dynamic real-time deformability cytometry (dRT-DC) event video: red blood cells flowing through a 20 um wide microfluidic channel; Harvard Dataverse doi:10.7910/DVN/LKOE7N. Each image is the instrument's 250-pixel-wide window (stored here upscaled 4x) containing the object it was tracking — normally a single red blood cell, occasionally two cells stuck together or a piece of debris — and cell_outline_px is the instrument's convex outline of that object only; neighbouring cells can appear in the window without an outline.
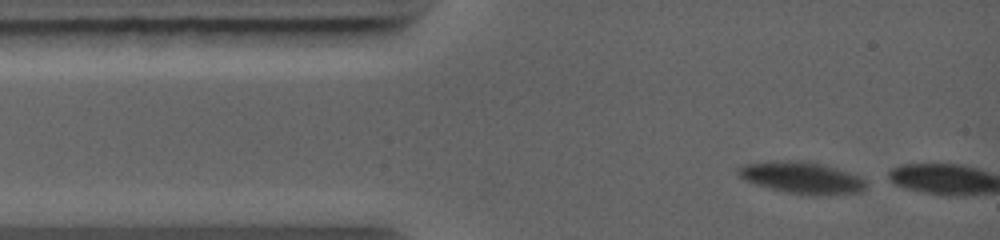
{"species": "common noctule bat (a hibernating species)", "species_latin": "Nyctalus noctula", "temperature_condition": "warm", "stored_images_in_passage": 2, "camera_frame_rate_fps": 5000, "um_per_image_px": 0.085, "animal": {"sex": "female", "body_mass_g": 19.0, "forearm_length_mm": 56.7}, "frame": {"image": 1, "passage_image": 1, "time_ms": 0.0, "image_size_px": [1000, 240], "cell_outline_px": [[868, 184], [860, 192], [816, 196], [808, 196], [788, 192], [756, 184], [744, 180], [736, 172], [736, 168], [744, 164], [772, 160], [800, 160], [824, 164], [860, 176]], "centroid_in_image_um": [68.14, 15.09], "position_along_channel_um": 16.9, "area_um2": 23.87}}